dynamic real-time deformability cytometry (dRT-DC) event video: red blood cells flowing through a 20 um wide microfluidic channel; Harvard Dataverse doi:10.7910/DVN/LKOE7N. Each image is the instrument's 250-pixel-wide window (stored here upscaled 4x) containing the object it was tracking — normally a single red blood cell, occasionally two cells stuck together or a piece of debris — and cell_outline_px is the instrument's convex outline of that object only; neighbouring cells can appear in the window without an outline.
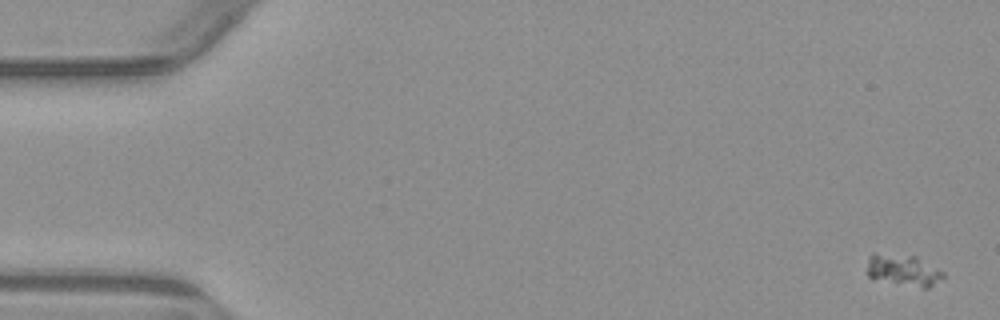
{"species": "common noctule bat (a hibernating species)", "species_latin": "Nyctalus noctula", "temperature_condition": "warm", "stored_images_in_passage": 5, "camera_frame_rate_fps": 3000, "um_per_image_px": 0.085, "animal": {"sex": "male", "body_mass_g": 23.1, "forearm_length_mm": 52.7}, "frame": {"image": 1, "passage_image": 1, "time_ms": 0.0, "image_size_px": [1000, 320], "cell_outline_px": [[944, 276], [928, 288], [920, 288], [868, 276], [868, 256], [872, 252], [916, 256], [944, 272]], "centroid_in_image_um": [76.78, 22.93], "position_along_channel_um": 8.2, "area_um2": 13.7}}
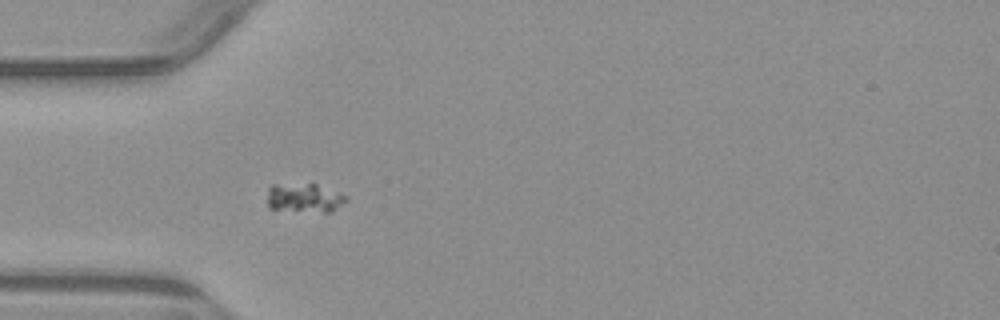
{"frame": {"image": 2, "passage_image": 5, "time_ms": 5.0, "image_size_px": [1000, 320], "cell_outline_px": [[348, 200], [332, 212], [324, 212], [268, 208], [268, 188], [272, 184], [316, 184], [340, 192]], "centroid_in_image_um": [25.88, 16.81], "position_along_channel_um": 59.1, "area_um2": 13.24}}